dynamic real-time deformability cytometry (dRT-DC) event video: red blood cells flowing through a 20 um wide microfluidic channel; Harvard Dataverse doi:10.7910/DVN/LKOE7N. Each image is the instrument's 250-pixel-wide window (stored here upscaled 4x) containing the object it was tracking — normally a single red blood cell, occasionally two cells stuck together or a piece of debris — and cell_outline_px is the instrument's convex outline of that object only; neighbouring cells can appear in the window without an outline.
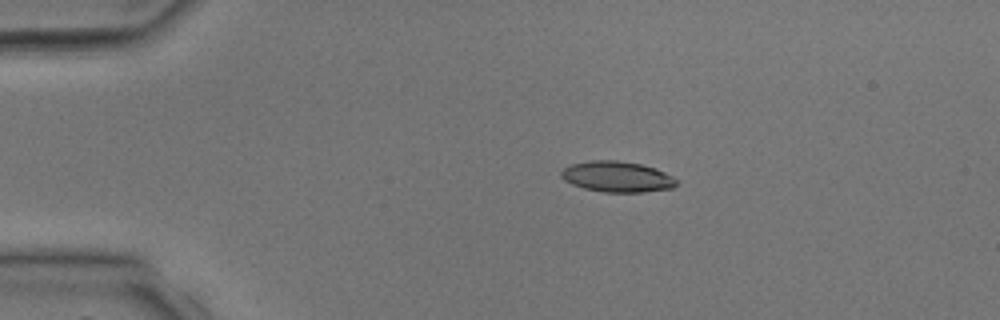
{"species": "common noctule bat (a hibernating species)", "species_latin": "Nyctalus noctula", "temperature_condition": "room temperature", "stored_images_in_passage": 4, "camera_frame_rate_fps": 3000, "um_per_image_px": 0.085, "animal": {"sex": "male", "body_mass_g": 17.9, "forearm_length_mm": 54.2}, "frame": {"image": 1, "passage_image": 3, "time_ms": 2.667, "image_size_px": [1000, 320], "cell_outline_px": [[680, 180], [672, 188], [644, 192], [604, 192], [584, 188], [572, 184], [564, 180], [560, 176], [560, 172], [564, 168], [572, 164], [592, 160], [616, 160], [640, 164], [656, 168]], "centroid_in_image_um": [52.47, 15.02], "position_along_channel_um": 32.5, "area_um2": 20.69}}